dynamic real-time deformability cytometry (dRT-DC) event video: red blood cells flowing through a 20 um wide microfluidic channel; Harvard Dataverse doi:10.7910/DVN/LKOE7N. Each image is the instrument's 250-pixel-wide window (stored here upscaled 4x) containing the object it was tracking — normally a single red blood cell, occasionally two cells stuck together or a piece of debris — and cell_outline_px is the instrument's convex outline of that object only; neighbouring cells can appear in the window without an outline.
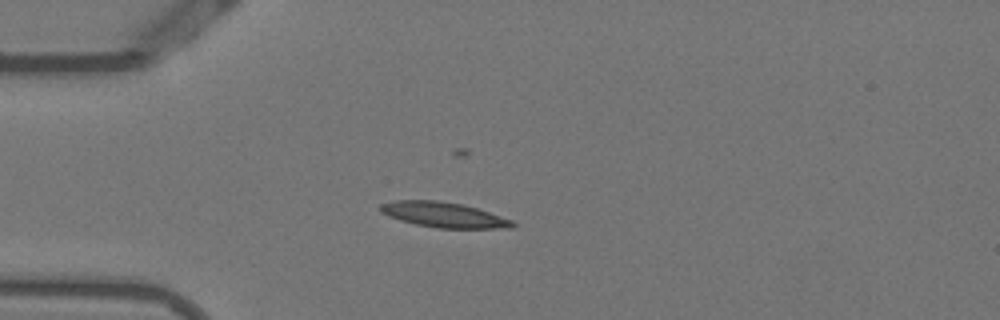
{"species": "Egyptian fruit bat (a non-hibernating species)", "species_latin": "Rousettus aegyptiacus", "temperature_condition": "warm", "stored_images_in_passage": 53, "camera_frame_rate_fps": 3000, "um_per_image_px": 0.085, "animal": {"sex": "female"}, "frame": {"image": 1, "passage_image": 13, "time_ms": 4.0, "image_size_px": [1000, 320], "cell_outline_px": [[516, 224], [512, 228], [436, 228], [416, 224], [400, 220], [388, 216], [380, 212], [380, 204], [396, 200], [440, 200], [460, 204], [476, 208], [512, 220]], "centroid_in_image_um": [37.69, 18.25], "position_along_channel_um": 47.3, "area_um2": 19.31}}
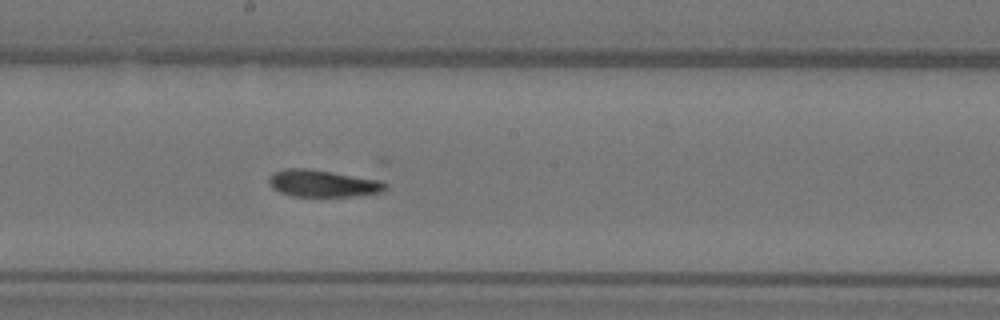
{"frame": {"image": 2, "passage_image": 28, "time_ms": 9.0, "image_size_px": [1000, 320], "cell_outline_px": [[388, 188], [384, 192], [360, 196], [292, 196], [280, 192], [272, 188], [268, 180], [268, 176], [272, 172], [284, 168], [304, 168], [332, 172], [380, 180], [388, 184]], "centroid_in_image_um": [27.45, 15.59], "position_along_channel_um": 220.7, "area_um2": 18.55}}
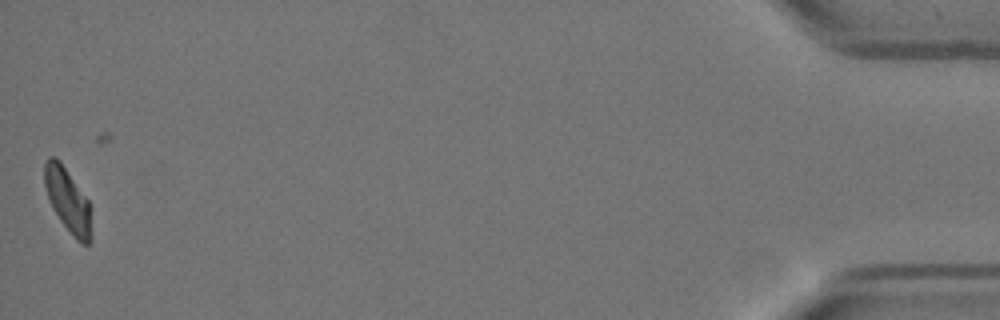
{"frame": {"image": 3, "passage_image": 52, "time_ms": 17.0, "image_size_px": [1000, 320], "cell_outline_px": [[92, 240], [88, 244], [80, 244], [76, 240], [60, 220], [48, 196], [44, 184], [44, 164], [48, 156], [56, 156], [60, 160], [88, 200], [92, 232]], "centroid_in_image_um": [5.77, 17.02], "position_along_channel_um": 429.4, "area_um2": 17.34}}